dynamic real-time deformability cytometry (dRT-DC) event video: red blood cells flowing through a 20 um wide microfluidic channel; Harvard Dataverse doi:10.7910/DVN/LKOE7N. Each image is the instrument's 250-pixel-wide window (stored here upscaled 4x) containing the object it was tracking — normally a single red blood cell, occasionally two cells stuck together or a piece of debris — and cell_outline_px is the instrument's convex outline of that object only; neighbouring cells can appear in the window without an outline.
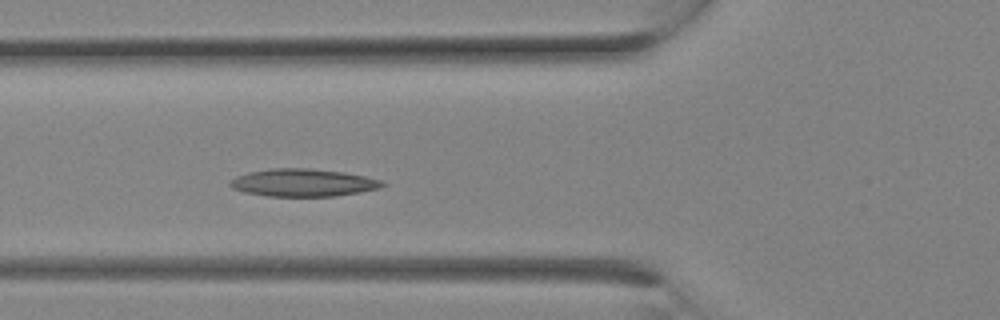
{"species": "Egyptian fruit bat (a non-hibernating species)", "species_latin": "Rousettus aegyptiacus", "temperature_condition": "room temperature", "stored_images_in_passage": 8, "camera_frame_rate_fps": 3000, "um_per_image_px": 0.085, "animal": {"sex": "female"}, "frame": {"image": 1, "passage_image": 8, "time_ms": 2.333, "image_size_px": [1000, 320], "cell_outline_px": [[388, 184], [380, 188], [360, 192], [336, 196], [268, 196], [244, 192], [232, 188], [228, 184], [228, 180], [236, 176], [248, 172], [272, 168], [312, 168], [344, 172], [364, 176], [380, 180]], "centroid_in_image_um": [25.74, 15.52], "position_along_channel_um": 100.1, "area_um2": 24.68}}